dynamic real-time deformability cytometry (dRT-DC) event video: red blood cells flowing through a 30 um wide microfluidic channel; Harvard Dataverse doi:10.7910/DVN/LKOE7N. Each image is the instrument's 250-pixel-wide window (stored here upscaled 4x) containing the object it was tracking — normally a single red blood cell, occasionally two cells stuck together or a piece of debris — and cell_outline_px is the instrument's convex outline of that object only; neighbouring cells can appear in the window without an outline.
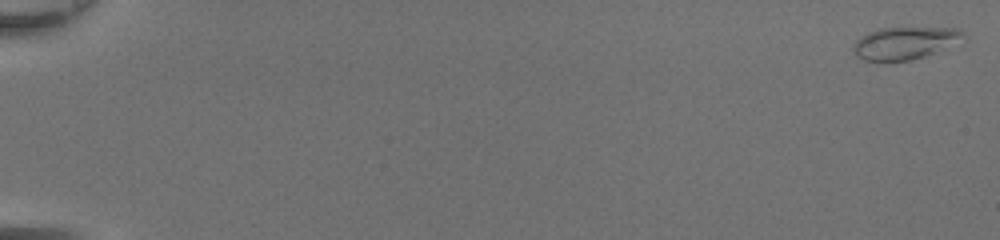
{"species": "common noctule bat (a hibernating species)", "species_latin": "Nyctalus noctula", "temperature_condition": "room temperature", "stored_images_in_passage": 49, "camera_frame_rate_fps": 3000, "um_per_image_px": 0.085, "animal": {"sex": "female", "body_mass_g": 20.0, "forearm_length_mm": 54.0}, "frame": {"image": 1, "passage_image": 1, "time_ms": 0.0, "image_size_px": [1000, 240], "cell_outline_px": [[964, 36], [924, 56], [912, 60], [864, 60], [856, 56], [852, 52], [852, 48], [856, 40], [868, 32], [876, 28], [960, 28], [964, 32]], "centroid_in_image_um": [76.79, 3.64], "position_along_channel_um": 8.2, "area_um2": 20.06}}
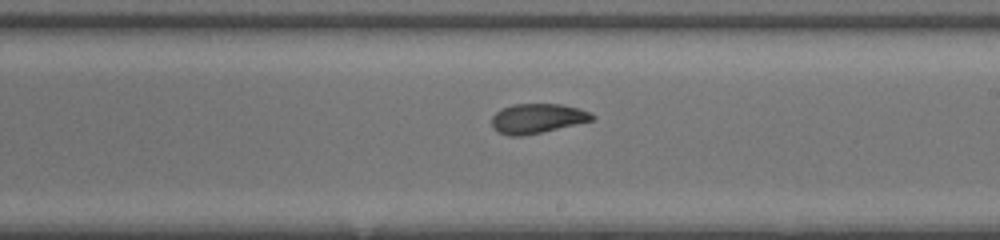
{"frame": {"image": 2, "passage_image": 31, "time_ms": 10.0, "image_size_px": [1000, 240], "cell_outline_px": [[596, 116], [592, 120], [540, 132], [520, 136], [508, 136], [496, 132], [492, 128], [492, 116], [496, 112], [512, 104], [560, 104], [580, 108]], "centroid_in_image_um": [45.62, 10.06], "position_along_channel_um": 243.4, "area_um2": 17.17}}
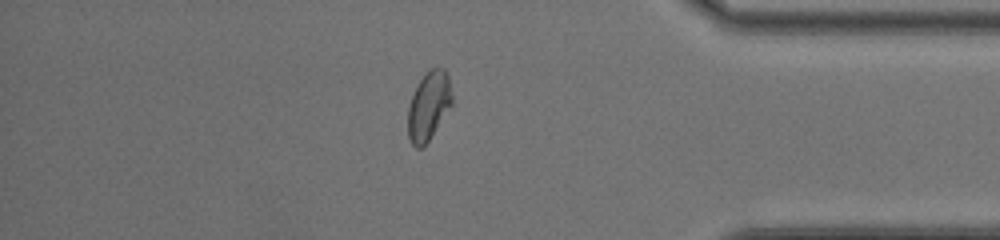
{"frame": {"image": 3, "passage_image": 43, "time_ms": 14.0, "image_size_px": [1000, 240], "cell_outline_px": [[452, 104], [428, 140], [420, 148], [416, 148], [412, 144], [408, 136], [408, 108], [412, 96], [420, 80], [432, 68], [444, 68], [448, 76], [452, 96]], "centroid_in_image_um": [36.43, 9.0], "position_along_channel_um": 398.8, "area_um2": 17.11}, "authors_computed_cell_mechanics": {"area_um2": 18.3804, "velocity_mm_per_s": 4.3993, "shape_relaxation_time_tau1_ms": 6.498, "shape_relaxation_time_tau2_ms": 1.6115, "deformation_change_tau1": 0.203, "deformation_change_tau2": 0.0787}}